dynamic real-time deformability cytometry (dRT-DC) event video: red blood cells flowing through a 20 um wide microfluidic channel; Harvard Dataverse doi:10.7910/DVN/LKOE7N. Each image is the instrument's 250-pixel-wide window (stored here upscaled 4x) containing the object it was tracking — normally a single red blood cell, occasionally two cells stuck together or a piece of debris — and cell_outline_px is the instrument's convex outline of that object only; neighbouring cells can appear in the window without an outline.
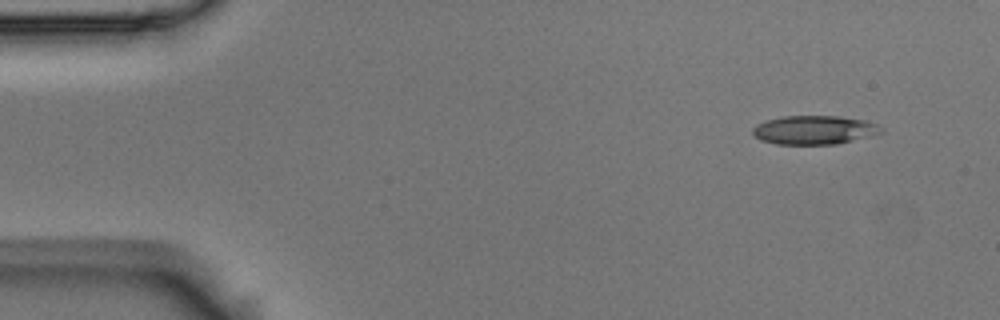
{"species": "Egyptian fruit bat (a non-hibernating species)", "species_latin": "Rousettus aegyptiacus", "temperature_condition": "room temperature", "stored_images_in_passage": 4, "camera_frame_rate_fps": 3000, "um_per_image_px": 0.085, "animal": {"sex": "male"}, "frame": {"image": 1, "passage_image": 1, "time_ms": 0.0, "image_size_px": [1000, 320], "cell_outline_px": [[884, 132], [872, 136], [836, 144], [776, 144], [760, 140], [752, 132], [752, 128], [756, 124], [768, 120], [784, 116], [840, 116], [864, 120], [876, 124]], "centroid_in_image_um": [69.21, 11.05], "position_along_channel_um": 15.8, "area_um2": 21.5}}